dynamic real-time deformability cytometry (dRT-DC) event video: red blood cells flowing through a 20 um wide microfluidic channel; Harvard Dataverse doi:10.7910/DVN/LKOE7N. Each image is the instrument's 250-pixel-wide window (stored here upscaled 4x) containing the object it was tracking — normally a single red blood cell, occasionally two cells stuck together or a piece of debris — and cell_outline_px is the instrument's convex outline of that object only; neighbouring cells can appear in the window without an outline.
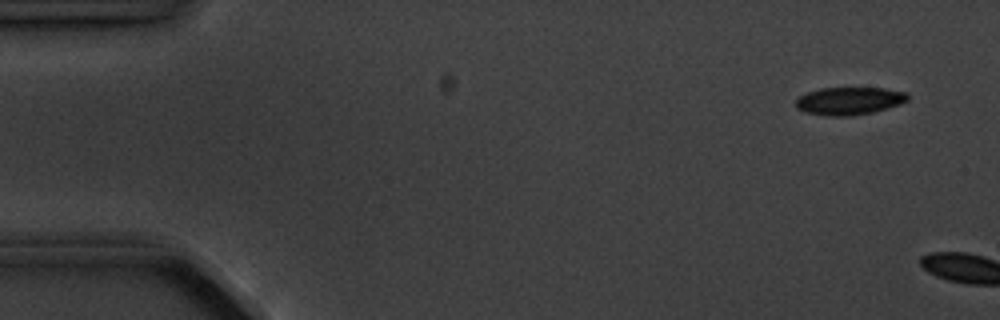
{"species": "common noctule bat (a hibernating species)", "species_latin": "Nyctalus noctula", "temperature_condition": "cold", "stored_images_in_passage": 2, "camera_frame_rate_fps": 3000, "um_per_image_px": 0.085, "animal": {"sex": "male", "body_mass_g": 20.1, "forearm_length_mm": 53.5}, "frame": {"image": 1, "passage_image": 1, "time_ms": 0.0, "image_size_px": [1000, 320], "cell_outline_px": [[908, 100], [900, 104], [872, 112], [852, 116], [828, 116], [804, 112], [796, 108], [796, 100], [800, 96], [808, 92], [820, 88], [884, 88], [908, 92]], "centroid_in_image_um": [72.18, 8.58], "position_along_channel_um": 12.8, "area_um2": 18.09}}